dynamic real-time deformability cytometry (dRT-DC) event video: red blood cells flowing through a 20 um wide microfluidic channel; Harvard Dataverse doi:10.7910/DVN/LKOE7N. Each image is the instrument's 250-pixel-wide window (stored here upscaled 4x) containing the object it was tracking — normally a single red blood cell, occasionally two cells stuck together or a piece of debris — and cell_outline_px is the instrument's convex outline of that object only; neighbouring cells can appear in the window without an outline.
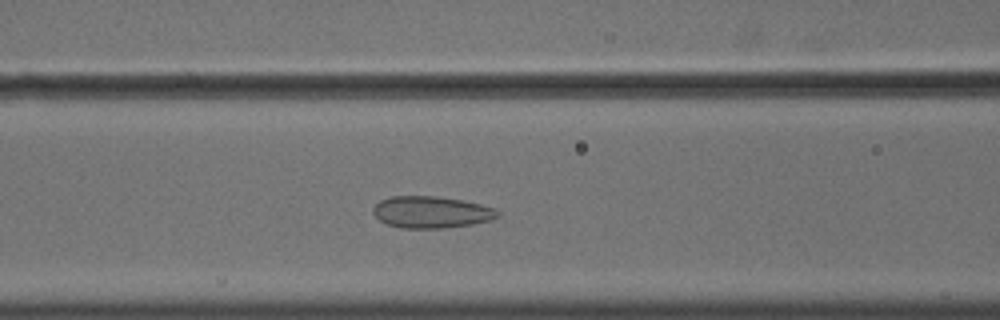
{"species": "common noctule bat (a hibernating species)", "species_latin": "Nyctalus noctula", "temperature_condition": "cold", "stored_images_in_passage": 40, "camera_frame_rate_fps": 3000, "um_per_image_px": 0.085, "animal": {"sex": "male", "body_mass_g": 18.8}, "frame": {"image": 1, "passage_image": 20, "time_ms": 6.333, "image_size_px": [1000, 320], "cell_outline_px": [[500, 216], [492, 220], [472, 224], [444, 228], [400, 228], [388, 224], [380, 220], [372, 212], [372, 208], [380, 200], [392, 196], [436, 196], [460, 200], [480, 204], [496, 208], [500, 212]], "centroid_in_image_um": [36.68, 18.03], "position_along_channel_um": 129.9, "area_um2": 23.12}}
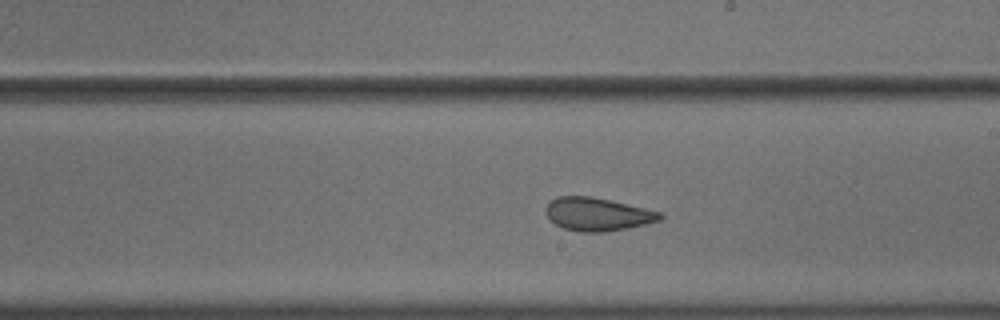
{"frame": {"image": 2, "passage_image": 29, "time_ms": 9.333, "image_size_px": [1000, 320], "cell_outline_px": [[664, 216], [660, 220], [628, 228], [604, 232], [580, 232], [564, 228], [548, 220], [544, 208], [556, 196], [592, 196], [644, 208], [660, 212]], "centroid_in_image_um": [50.74, 18.21], "position_along_channel_um": 238.3, "area_um2": 22.02}}
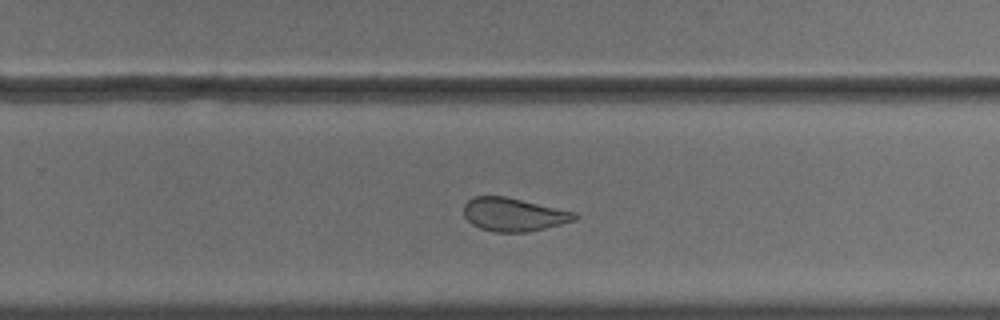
{"frame": {"image": 3, "passage_image": 33, "time_ms": 10.667, "image_size_px": [1000, 320], "cell_outline_px": [[580, 216], [576, 220], [544, 228], [524, 232], [496, 232], [480, 228], [472, 224], [464, 216], [464, 204], [468, 200], [476, 196], [504, 196], [576, 212]], "centroid_in_image_um": [43.66, 18.23], "position_along_channel_um": 286.1, "area_um2": 21.39}, "authors_computed_cell_mechanics": {"area_um2": 23.3801, "velocity_mm_per_s": 3.6028, "shape_relaxation_time_tau1_ms": null, "shape_relaxation_time_tau2_ms": 1.6299, "deformation_change_tau1": null, "deformation_change_tau2": 0.0667}}